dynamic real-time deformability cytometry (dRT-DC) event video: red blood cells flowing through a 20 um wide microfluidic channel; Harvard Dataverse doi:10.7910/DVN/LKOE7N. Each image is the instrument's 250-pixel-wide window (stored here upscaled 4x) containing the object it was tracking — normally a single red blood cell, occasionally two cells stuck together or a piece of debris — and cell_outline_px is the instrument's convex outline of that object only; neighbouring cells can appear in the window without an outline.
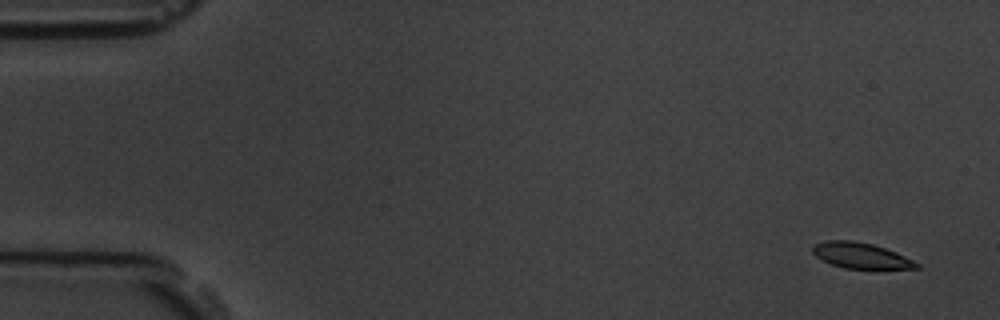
{"species": "common noctule bat (a hibernating species)", "species_latin": "Nyctalus noctula", "temperature_condition": "room temperature", "stored_images_in_passage": 4, "camera_frame_rate_fps": 3000, "um_per_image_px": 0.085, "animal": {"sex": "male", "body_mass_g": 19.5, "forearm_length_mm": 54.6}, "frame": {"image": 1, "passage_image": 1, "time_ms": 0.0, "image_size_px": [1000, 320], "cell_outline_px": [[920, 268], [844, 268], [832, 264], [816, 256], [812, 252], [812, 244], [828, 240], [852, 240], [872, 244], [896, 252], [920, 264]], "centroid_in_image_um": [73.14, 21.7], "position_along_channel_um": 11.9, "area_um2": 15.32}}
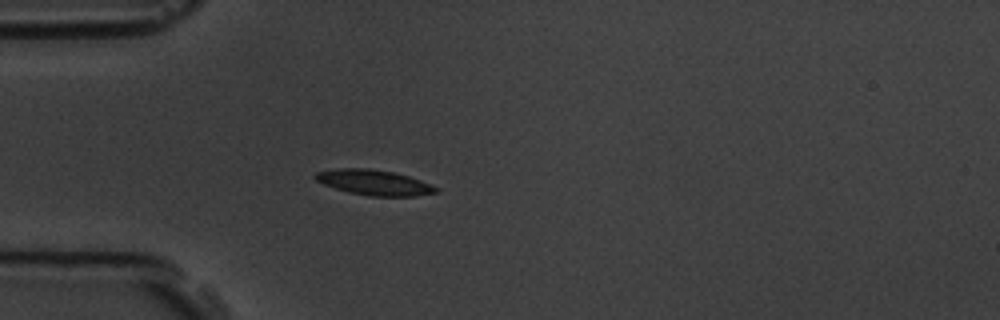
{"frame": {"image": 2, "passage_image": 4, "time_ms": 4.333, "image_size_px": [1000, 320], "cell_outline_px": [[440, 188], [436, 192], [416, 196], [368, 196], [348, 192], [324, 184], [316, 180], [312, 176], [316, 172], [336, 168], [368, 168], [392, 172], [408, 176], [420, 180]], "centroid_in_image_um": [31.78, 15.51], "position_along_channel_um": 53.2, "area_um2": 17.74}}